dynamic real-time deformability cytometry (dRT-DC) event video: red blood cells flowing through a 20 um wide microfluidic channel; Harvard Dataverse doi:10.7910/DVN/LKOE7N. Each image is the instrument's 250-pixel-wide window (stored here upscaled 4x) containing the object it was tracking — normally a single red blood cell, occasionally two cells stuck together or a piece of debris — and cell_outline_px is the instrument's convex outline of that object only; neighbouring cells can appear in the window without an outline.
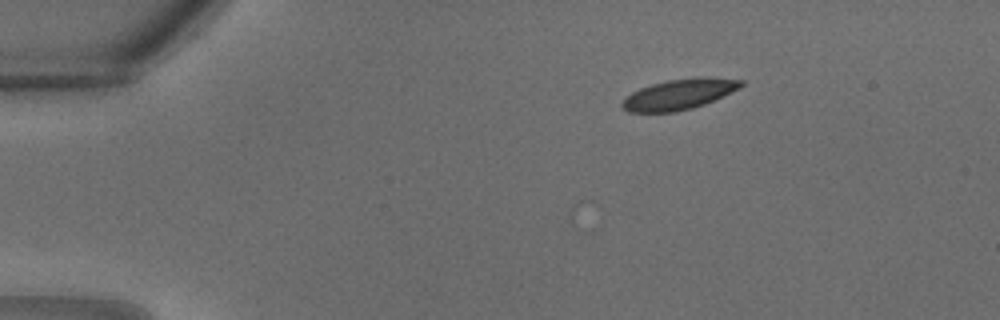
{"species": "common noctule bat (a hibernating species)", "species_latin": "Nyctalus noctula", "temperature_condition": "warm", "stored_images_in_passage": 8, "camera_frame_rate_fps": 3000, "um_per_image_px": 0.085, "animal": {"sex": "male", "body_mass_g": 18.8}, "frame": {"image": 1, "passage_image": 1, "time_ms": 0.0, "image_size_px": [1000, 320], "cell_outline_px": [[744, 84], [740, 88], [704, 104], [692, 108], [676, 112], [628, 112], [620, 104], [632, 92], [640, 88], [652, 84], [668, 80], [700, 76], [712, 76], [744, 80]], "centroid_in_image_um": [57.77, 7.99], "position_along_channel_um": 27.2, "area_um2": 21.15}}
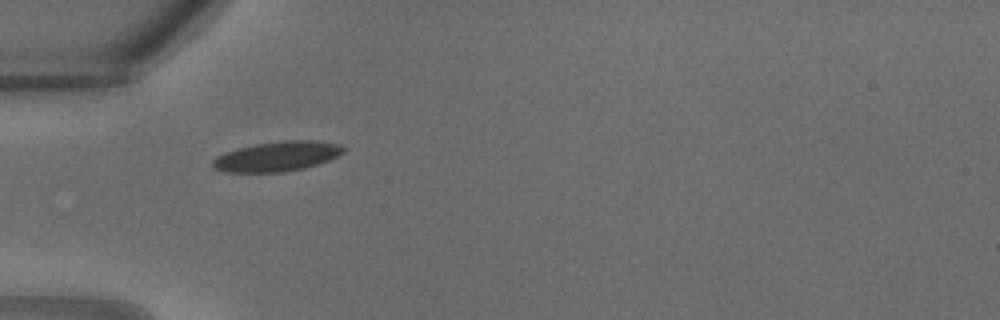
{"frame": {"image": 2, "passage_image": 6, "time_ms": 1.667, "image_size_px": [1000, 320], "cell_outline_px": [[348, 148], [344, 152], [328, 160], [304, 168], [284, 172], [224, 172], [212, 168], [212, 160], [216, 156], [240, 148], [256, 144], [284, 140], [316, 140], [340, 144]], "centroid_in_image_um": [23.58, 13.29], "position_along_channel_um": 61.4, "area_um2": 22.72}}
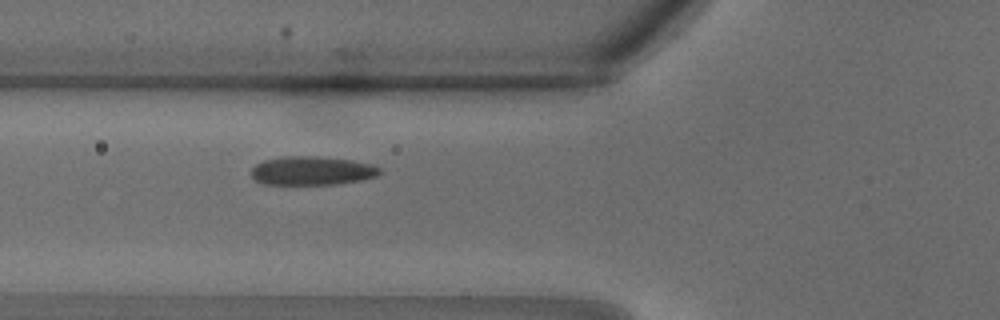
{"frame": {"image": 3, "passage_image": 8, "time_ms": 2.333, "image_size_px": [1000, 320], "cell_outline_px": [[380, 172], [376, 176], [360, 180], [340, 184], [260, 184], [252, 176], [252, 168], [256, 164], [264, 160], [288, 156], [320, 156], [352, 160], [372, 164], [380, 168]], "centroid_in_image_um": [26.52, 14.51], "position_along_channel_um": 99.3, "area_um2": 21.5}}